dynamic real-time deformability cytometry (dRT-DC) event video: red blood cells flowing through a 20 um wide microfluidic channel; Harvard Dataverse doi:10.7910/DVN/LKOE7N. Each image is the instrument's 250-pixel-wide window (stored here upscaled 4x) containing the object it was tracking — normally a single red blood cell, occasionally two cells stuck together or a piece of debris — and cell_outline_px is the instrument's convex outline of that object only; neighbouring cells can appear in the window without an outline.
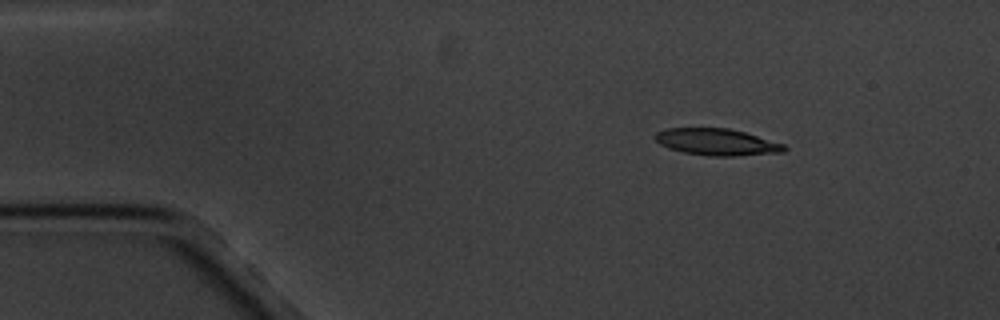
{"species": "common noctule bat (a hibernating species)", "species_latin": "Nyctalus noctula", "temperature_condition": "cold", "stored_images_in_passage": 3, "camera_frame_rate_fps": 3000, "um_per_image_px": 0.085, "animal": {"sex": "male", "body_mass_g": 20.1, "forearm_length_mm": 53.5}, "frame": {"image": 1, "passage_image": 1, "time_ms": 0.0, "image_size_px": [1000, 320], "cell_outline_px": [[788, 148], [784, 152], [732, 156], [708, 156], [684, 152], [668, 148], [660, 144], [652, 136], [656, 132], [668, 128], [728, 128], [744, 132], [784, 144]], "centroid_in_image_um": [60.91, 12.07], "position_along_channel_um": 24.1, "area_um2": 20.06}}